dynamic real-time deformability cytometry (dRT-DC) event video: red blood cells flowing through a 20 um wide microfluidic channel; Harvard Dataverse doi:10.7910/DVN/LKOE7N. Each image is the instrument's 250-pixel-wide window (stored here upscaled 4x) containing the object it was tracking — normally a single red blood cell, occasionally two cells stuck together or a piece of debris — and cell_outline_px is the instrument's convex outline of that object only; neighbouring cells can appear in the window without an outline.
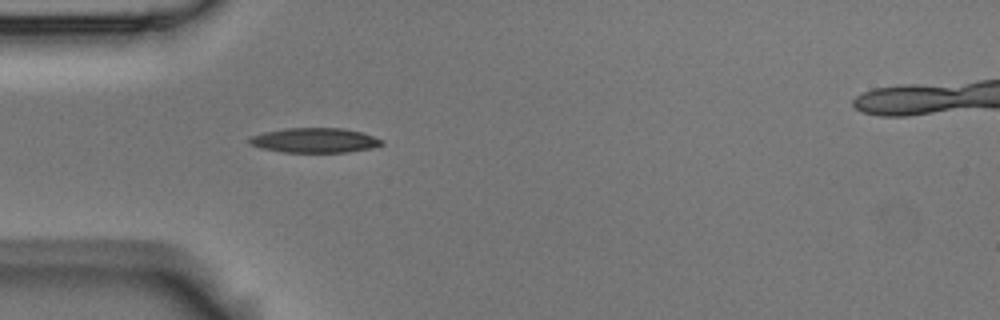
{"species": "Egyptian fruit bat (a non-hibernating species)", "species_latin": "Rousettus aegyptiacus", "temperature_condition": "room temperature", "stored_images_in_passage": 4, "camera_frame_rate_fps": 3000, "um_per_image_px": 0.085, "animal": {"sex": "male"}, "frame": {"image": 1, "passage_image": 4, "time_ms": 1.0, "image_size_px": [1000, 320], "cell_outline_px": [[384, 144], [372, 148], [348, 152], [284, 152], [260, 148], [248, 144], [248, 136], [264, 132], [284, 128], [344, 128], [360, 132], [384, 140]], "centroid_in_image_um": [26.71, 11.93], "position_along_channel_um": 58.3, "area_um2": 19.25}}